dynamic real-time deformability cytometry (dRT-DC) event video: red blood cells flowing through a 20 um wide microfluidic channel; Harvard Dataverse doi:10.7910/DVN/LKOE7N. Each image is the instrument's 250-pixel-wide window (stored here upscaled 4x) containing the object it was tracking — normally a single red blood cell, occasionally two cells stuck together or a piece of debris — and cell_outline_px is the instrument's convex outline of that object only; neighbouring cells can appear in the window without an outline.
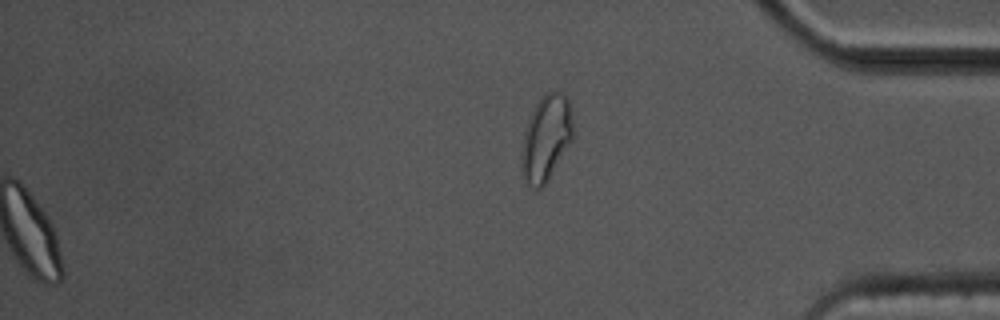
{"species": "common noctule bat (a hibernating species)", "species_latin": "Nyctalus noctula", "temperature_condition": "cold", "stored_images_in_passage": 54, "segment_of_instrument_passage": [2, 2], "camera_frame_rate_fps": 3000, "um_per_image_px": 0.085, "animal": {"sex": "male", "body_mass_g": 17.5, "forearm_length_mm": 52.3}, "frame": {"image": 1, "passage_image": 54, "time_ms": 17.667, "image_size_px": [1000, 320], "cell_outline_px": [[572, 140], [544, 184], [540, 188], [532, 188], [528, 184], [524, 176], [524, 132], [532, 112], [540, 96], [544, 92], [564, 92], [568, 96], [572, 108]], "centroid_in_image_um": [46.48, 11.62], "position_along_channel_um": 388.7, "area_um2": 24.85}}